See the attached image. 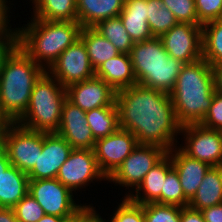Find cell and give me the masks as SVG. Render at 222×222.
Here are the masks:
<instances>
[{
  "label": "cell",
  "mask_w": 222,
  "mask_h": 222,
  "mask_svg": "<svg viewBox=\"0 0 222 222\" xmlns=\"http://www.w3.org/2000/svg\"><path fill=\"white\" fill-rule=\"evenodd\" d=\"M212 74L215 92L222 95V64L213 65Z\"/></svg>",
  "instance_id": "43"
},
{
  "label": "cell",
  "mask_w": 222,
  "mask_h": 222,
  "mask_svg": "<svg viewBox=\"0 0 222 222\" xmlns=\"http://www.w3.org/2000/svg\"><path fill=\"white\" fill-rule=\"evenodd\" d=\"M81 29L78 21L32 18L25 27L18 28L19 47L47 71L59 55L80 38Z\"/></svg>",
  "instance_id": "4"
},
{
  "label": "cell",
  "mask_w": 222,
  "mask_h": 222,
  "mask_svg": "<svg viewBox=\"0 0 222 222\" xmlns=\"http://www.w3.org/2000/svg\"><path fill=\"white\" fill-rule=\"evenodd\" d=\"M119 16L124 24V28L134 43L153 38L147 20L148 0L125 2Z\"/></svg>",
  "instance_id": "21"
},
{
  "label": "cell",
  "mask_w": 222,
  "mask_h": 222,
  "mask_svg": "<svg viewBox=\"0 0 222 222\" xmlns=\"http://www.w3.org/2000/svg\"><path fill=\"white\" fill-rule=\"evenodd\" d=\"M27 173L10 165L0 176V207L13 208L28 193Z\"/></svg>",
  "instance_id": "24"
},
{
  "label": "cell",
  "mask_w": 222,
  "mask_h": 222,
  "mask_svg": "<svg viewBox=\"0 0 222 222\" xmlns=\"http://www.w3.org/2000/svg\"><path fill=\"white\" fill-rule=\"evenodd\" d=\"M28 193L41 205L45 214L73 218L85 205L76 204L73 192L57 178L29 179Z\"/></svg>",
  "instance_id": "8"
},
{
  "label": "cell",
  "mask_w": 222,
  "mask_h": 222,
  "mask_svg": "<svg viewBox=\"0 0 222 222\" xmlns=\"http://www.w3.org/2000/svg\"><path fill=\"white\" fill-rule=\"evenodd\" d=\"M80 39L86 46L94 70L108 59L120 54L116 47L93 27H82Z\"/></svg>",
  "instance_id": "25"
},
{
  "label": "cell",
  "mask_w": 222,
  "mask_h": 222,
  "mask_svg": "<svg viewBox=\"0 0 222 222\" xmlns=\"http://www.w3.org/2000/svg\"><path fill=\"white\" fill-rule=\"evenodd\" d=\"M167 154L171 157L172 165L178 172L185 198L190 201L211 166L208 163L189 157L179 146H175Z\"/></svg>",
  "instance_id": "18"
},
{
  "label": "cell",
  "mask_w": 222,
  "mask_h": 222,
  "mask_svg": "<svg viewBox=\"0 0 222 222\" xmlns=\"http://www.w3.org/2000/svg\"><path fill=\"white\" fill-rule=\"evenodd\" d=\"M185 144L179 148L189 157L222 166V131L204 127L201 124L181 126Z\"/></svg>",
  "instance_id": "10"
},
{
  "label": "cell",
  "mask_w": 222,
  "mask_h": 222,
  "mask_svg": "<svg viewBox=\"0 0 222 222\" xmlns=\"http://www.w3.org/2000/svg\"><path fill=\"white\" fill-rule=\"evenodd\" d=\"M2 147L12 166L28 173L42 151V131L26 129L16 122H6Z\"/></svg>",
  "instance_id": "7"
},
{
  "label": "cell",
  "mask_w": 222,
  "mask_h": 222,
  "mask_svg": "<svg viewBox=\"0 0 222 222\" xmlns=\"http://www.w3.org/2000/svg\"><path fill=\"white\" fill-rule=\"evenodd\" d=\"M205 222H222V204L201 210Z\"/></svg>",
  "instance_id": "41"
},
{
  "label": "cell",
  "mask_w": 222,
  "mask_h": 222,
  "mask_svg": "<svg viewBox=\"0 0 222 222\" xmlns=\"http://www.w3.org/2000/svg\"><path fill=\"white\" fill-rule=\"evenodd\" d=\"M64 222H77V214L73 218L65 220Z\"/></svg>",
  "instance_id": "48"
},
{
  "label": "cell",
  "mask_w": 222,
  "mask_h": 222,
  "mask_svg": "<svg viewBox=\"0 0 222 222\" xmlns=\"http://www.w3.org/2000/svg\"><path fill=\"white\" fill-rule=\"evenodd\" d=\"M19 46L0 72V121L16 122L27 110L35 82L45 72Z\"/></svg>",
  "instance_id": "3"
},
{
  "label": "cell",
  "mask_w": 222,
  "mask_h": 222,
  "mask_svg": "<svg viewBox=\"0 0 222 222\" xmlns=\"http://www.w3.org/2000/svg\"><path fill=\"white\" fill-rule=\"evenodd\" d=\"M180 222H205V220L200 210H194L187 206L181 207Z\"/></svg>",
  "instance_id": "40"
},
{
  "label": "cell",
  "mask_w": 222,
  "mask_h": 222,
  "mask_svg": "<svg viewBox=\"0 0 222 222\" xmlns=\"http://www.w3.org/2000/svg\"><path fill=\"white\" fill-rule=\"evenodd\" d=\"M47 72L65 88L95 77L86 46L80 38L59 55Z\"/></svg>",
  "instance_id": "11"
},
{
  "label": "cell",
  "mask_w": 222,
  "mask_h": 222,
  "mask_svg": "<svg viewBox=\"0 0 222 222\" xmlns=\"http://www.w3.org/2000/svg\"><path fill=\"white\" fill-rule=\"evenodd\" d=\"M168 150L159 145L138 144L130 155L107 178V181L117 183L122 187L136 189L145 175L159 163ZM133 187V188H132Z\"/></svg>",
  "instance_id": "9"
},
{
  "label": "cell",
  "mask_w": 222,
  "mask_h": 222,
  "mask_svg": "<svg viewBox=\"0 0 222 222\" xmlns=\"http://www.w3.org/2000/svg\"><path fill=\"white\" fill-rule=\"evenodd\" d=\"M160 39L168 55L184 64L202 59V25L177 23Z\"/></svg>",
  "instance_id": "13"
},
{
  "label": "cell",
  "mask_w": 222,
  "mask_h": 222,
  "mask_svg": "<svg viewBox=\"0 0 222 222\" xmlns=\"http://www.w3.org/2000/svg\"><path fill=\"white\" fill-rule=\"evenodd\" d=\"M11 165L4 148L0 147V176Z\"/></svg>",
  "instance_id": "45"
},
{
  "label": "cell",
  "mask_w": 222,
  "mask_h": 222,
  "mask_svg": "<svg viewBox=\"0 0 222 222\" xmlns=\"http://www.w3.org/2000/svg\"><path fill=\"white\" fill-rule=\"evenodd\" d=\"M64 221H65V219L63 217L45 214L37 222H64Z\"/></svg>",
  "instance_id": "46"
},
{
  "label": "cell",
  "mask_w": 222,
  "mask_h": 222,
  "mask_svg": "<svg viewBox=\"0 0 222 222\" xmlns=\"http://www.w3.org/2000/svg\"><path fill=\"white\" fill-rule=\"evenodd\" d=\"M86 120L96 140L111 135L119 128L117 106L92 109L86 112Z\"/></svg>",
  "instance_id": "27"
},
{
  "label": "cell",
  "mask_w": 222,
  "mask_h": 222,
  "mask_svg": "<svg viewBox=\"0 0 222 222\" xmlns=\"http://www.w3.org/2000/svg\"><path fill=\"white\" fill-rule=\"evenodd\" d=\"M0 222H19L13 208L0 207Z\"/></svg>",
  "instance_id": "44"
},
{
  "label": "cell",
  "mask_w": 222,
  "mask_h": 222,
  "mask_svg": "<svg viewBox=\"0 0 222 222\" xmlns=\"http://www.w3.org/2000/svg\"><path fill=\"white\" fill-rule=\"evenodd\" d=\"M56 178L74 192L81 187L86 188L95 179L107 180L98 167L93 149H73L61 165Z\"/></svg>",
  "instance_id": "12"
},
{
  "label": "cell",
  "mask_w": 222,
  "mask_h": 222,
  "mask_svg": "<svg viewBox=\"0 0 222 222\" xmlns=\"http://www.w3.org/2000/svg\"><path fill=\"white\" fill-rule=\"evenodd\" d=\"M215 92L212 66L203 58L184 64L170 93L181 126L200 124L210 109Z\"/></svg>",
  "instance_id": "2"
},
{
  "label": "cell",
  "mask_w": 222,
  "mask_h": 222,
  "mask_svg": "<svg viewBox=\"0 0 222 222\" xmlns=\"http://www.w3.org/2000/svg\"><path fill=\"white\" fill-rule=\"evenodd\" d=\"M147 20L153 37H161L178 23L162 0H148Z\"/></svg>",
  "instance_id": "30"
},
{
  "label": "cell",
  "mask_w": 222,
  "mask_h": 222,
  "mask_svg": "<svg viewBox=\"0 0 222 222\" xmlns=\"http://www.w3.org/2000/svg\"><path fill=\"white\" fill-rule=\"evenodd\" d=\"M178 23L198 24L195 0H162Z\"/></svg>",
  "instance_id": "33"
},
{
  "label": "cell",
  "mask_w": 222,
  "mask_h": 222,
  "mask_svg": "<svg viewBox=\"0 0 222 222\" xmlns=\"http://www.w3.org/2000/svg\"><path fill=\"white\" fill-rule=\"evenodd\" d=\"M93 28L109 40L120 53H130L134 42L124 28L120 16L100 21Z\"/></svg>",
  "instance_id": "29"
},
{
  "label": "cell",
  "mask_w": 222,
  "mask_h": 222,
  "mask_svg": "<svg viewBox=\"0 0 222 222\" xmlns=\"http://www.w3.org/2000/svg\"><path fill=\"white\" fill-rule=\"evenodd\" d=\"M189 201L185 198L178 172L172 167L164 179V185L161 190V204L187 207Z\"/></svg>",
  "instance_id": "31"
},
{
  "label": "cell",
  "mask_w": 222,
  "mask_h": 222,
  "mask_svg": "<svg viewBox=\"0 0 222 222\" xmlns=\"http://www.w3.org/2000/svg\"><path fill=\"white\" fill-rule=\"evenodd\" d=\"M66 99L65 87L45 71L35 82L28 108L16 123L34 131L57 132Z\"/></svg>",
  "instance_id": "6"
},
{
  "label": "cell",
  "mask_w": 222,
  "mask_h": 222,
  "mask_svg": "<svg viewBox=\"0 0 222 222\" xmlns=\"http://www.w3.org/2000/svg\"><path fill=\"white\" fill-rule=\"evenodd\" d=\"M19 46L18 28L0 32V72L7 58Z\"/></svg>",
  "instance_id": "37"
},
{
  "label": "cell",
  "mask_w": 222,
  "mask_h": 222,
  "mask_svg": "<svg viewBox=\"0 0 222 222\" xmlns=\"http://www.w3.org/2000/svg\"><path fill=\"white\" fill-rule=\"evenodd\" d=\"M56 133L73 149H94L96 139L88 126L86 112L68 99L63 104L59 129Z\"/></svg>",
  "instance_id": "17"
},
{
  "label": "cell",
  "mask_w": 222,
  "mask_h": 222,
  "mask_svg": "<svg viewBox=\"0 0 222 222\" xmlns=\"http://www.w3.org/2000/svg\"><path fill=\"white\" fill-rule=\"evenodd\" d=\"M7 0H0V32L4 30H11V26L9 27L10 20L8 19V12L10 8L8 7Z\"/></svg>",
  "instance_id": "42"
},
{
  "label": "cell",
  "mask_w": 222,
  "mask_h": 222,
  "mask_svg": "<svg viewBox=\"0 0 222 222\" xmlns=\"http://www.w3.org/2000/svg\"><path fill=\"white\" fill-rule=\"evenodd\" d=\"M135 135L118 128L114 133L95 141L94 153L100 171L108 178L137 147Z\"/></svg>",
  "instance_id": "14"
},
{
  "label": "cell",
  "mask_w": 222,
  "mask_h": 222,
  "mask_svg": "<svg viewBox=\"0 0 222 222\" xmlns=\"http://www.w3.org/2000/svg\"><path fill=\"white\" fill-rule=\"evenodd\" d=\"M124 0H77V18L82 27H94L98 22L117 17Z\"/></svg>",
  "instance_id": "22"
},
{
  "label": "cell",
  "mask_w": 222,
  "mask_h": 222,
  "mask_svg": "<svg viewBox=\"0 0 222 222\" xmlns=\"http://www.w3.org/2000/svg\"><path fill=\"white\" fill-rule=\"evenodd\" d=\"M95 77L104 80L115 91L137 84L129 54L120 53L95 70Z\"/></svg>",
  "instance_id": "20"
},
{
  "label": "cell",
  "mask_w": 222,
  "mask_h": 222,
  "mask_svg": "<svg viewBox=\"0 0 222 222\" xmlns=\"http://www.w3.org/2000/svg\"><path fill=\"white\" fill-rule=\"evenodd\" d=\"M116 106L119 128L133 133L139 144L159 145L168 151L175 147L181 125L170 94L134 84L116 91Z\"/></svg>",
  "instance_id": "1"
},
{
  "label": "cell",
  "mask_w": 222,
  "mask_h": 222,
  "mask_svg": "<svg viewBox=\"0 0 222 222\" xmlns=\"http://www.w3.org/2000/svg\"><path fill=\"white\" fill-rule=\"evenodd\" d=\"M72 150V146L56 132H42V151L34 167L27 173L28 178H56L61 165L68 159Z\"/></svg>",
  "instance_id": "15"
},
{
  "label": "cell",
  "mask_w": 222,
  "mask_h": 222,
  "mask_svg": "<svg viewBox=\"0 0 222 222\" xmlns=\"http://www.w3.org/2000/svg\"><path fill=\"white\" fill-rule=\"evenodd\" d=\"M145 222H180L181 207L175 205L142 204Z\"/></svg>",
  "instance_id": "32"
},
{
  "label": "cell",
  "mask_w": 222,
  "mask_h": 222,
  "mask_svg": "<svg viewBox=\"0 0 222 222\" xmlns=\"http://www.w3.org/2000/svg\"><path fill=\"white\" fill-rule=\"evenodd\" d=\"M204 127L222 131V95L213 93V101L209 111L200 123Z\"/></svg>",
  "instance_id": "38"
},
{
  "label": "cell",
  "mask_w": 222,
  "mask_h": 222,
  "mask_svg": "<svg viewBox=\"0 0 222 222\" xmlns=\"http://www.w3.org/2000/svg\"><path fill=\"white\" fill-rule=\"evenodd\" d=\"M129 55L137 84L171 93L184 63L168 55L160 37L134 43Z\"/></svg>",
  "instance_id": "5"
},
{
  "label": "cell",
  "mask_w": 222,
  "mask_h": 222,
  "mask_svg": "<svg viewBox=\"0 0 222 222\" xmlns=\"http://www.w3.org/2000/svg\"><path fill=\"white\" fill-rule=\"evenodd\" d=\"M222 204V166H211L188 206L194 210Z\"/></svg>",
  "instance_id": "23"
},
{
  "label": "cell",
  "mask_w": 222,
  "mask_h": 222,
  "mask_svg": "<svg viewBox=\"0 0 222 222\" xmlns=\"http://www.w3.org/2000/svg\"><path fill=\"white\" fill-rule=\"evenodd\" d=\"M198 25L222 19V0H195Z\"/></svg>",
  "instance_id": "36"
},
{
  "label": "cell",
  "mask_w": 222,
  "mask_h": 222,
  "mask_svg": "<svg viewBox=\"0 0 222 222\" xmlns=\"http://www.w3.org/2000/svg\"><path fill=\"white\" fill-rule=\"evenodd\" d=\"M33 18L47 21H78L77 0H39Z\"/></svg>",
  "instance_id": "26"
},
{
  "label": "cell",
  "mask_w": 222,
  "mask_h": 222,
  "mask_svg": "<svg viewBox=\"0 0 222 222\" xmlns=\"http://www.w3.org/2000/svg\"><path fill=\"white\" fill-rule=\"evenodd\" d=\"M65 89L67 99L85 112L116 105V91L97 77L73 83Z\"/></svg>",
  "instance_id": "16"
},
{
  "label": "cell",
  "mask_w": 222,
  "mask_h": 222,
  "mask_svg": "<svg viewBox=\"0 0 222 222\" xmlns=\"http://www.w3.org/2000/svg\"><path fill=\"white\" fill-rule=\"evenodd\" d=\"M31 1L35 5L39 0H31Z\"/></svg>",
  "instance_id": "49"
},
{
  "label": "cell",
  "mask_w": 222,
  "mask_h": 222,
  "mask_svg": "<svg viewBox=\"0 0 222 222\" xmlns=\"http://www.w3.org/2000/svg\"><path fill=\"white\" fill-rule=\"evenodd\" d=\"M5 124H0V147L2 146V131L4 129Z\"/></svg>",
  "instance_id": "47"
},
{
  "label": "cell",
  "mask_w": 222,
  "mask_h": 222,
  "mask_svg": "<svg viewBox=\"0 0 222 222\" xmlns=\"http://www.w3.org/2000/svg\"><path fill=\"white\" fill-rule=\"evenodd\" d=\"M77 222H105V219L96 213L95 208L91 205H85L77 213Z\"/></svg>",
  "instance_id": "39"
},
{
  "label": "cell",
  "mask_w": 222,
  "mask_h": 222,
  "mask_svg": "<svg viewBox=\"0 0 222 222\" xmlns=\"http://www.w3.org/2000/svg\"><path fill=\"white\" fill-rule=\"evenodd\" d=\"M173 167L171 157L167 154L145 175L143 181L134 189V193L126 194L130 200L138 204H161V190L167 172ZM140 192H143L142 195Z\"/></svg>",
  "instance_id": "19"
},
{
  "label": "cell",
  "mask_w": 222,
  "mask_h": 222,
  "mask_svg": "<svg viewBox=\"0 0 222 222\" xmlns=\"http://www.w3.org/2000/svg\"><path fill=\"white\" fill-rule=\"evenodd\" d=\"M19 222H37L45 213L41 205L27 193L14 207Z\"/></svg>",
  "instance_id": "34"
},
{
  "label": "cell",
  "mask_w": 222,
  "mask_h": 222,
  "mask_svg": "<svg viewBox=\"0 0 222 222\" xmlns=\"http://www.w3.org/2000/svg\"><path fill=\"white\" fill-rule=\"evenodd\" d=\"M110 222H145L142 204H138L125 196L118 205Z\"/></svg>",
  "instance_id": "35"
},
{
  "label": "cell",
  "mask_w": 222,
  "mask_h": 222,
  "mask_svg": "<svg viewBox=\"0 0 222 222\" xmlns=\"http://www.w3.org/2000/svg\"><path fill=\"white\" fill-rule=\"evenodd\" d=\"M202 58L211 66L222 64V19L202 25Z\"/></svg>",
  "instance_id": "28"
}]
</instances>
